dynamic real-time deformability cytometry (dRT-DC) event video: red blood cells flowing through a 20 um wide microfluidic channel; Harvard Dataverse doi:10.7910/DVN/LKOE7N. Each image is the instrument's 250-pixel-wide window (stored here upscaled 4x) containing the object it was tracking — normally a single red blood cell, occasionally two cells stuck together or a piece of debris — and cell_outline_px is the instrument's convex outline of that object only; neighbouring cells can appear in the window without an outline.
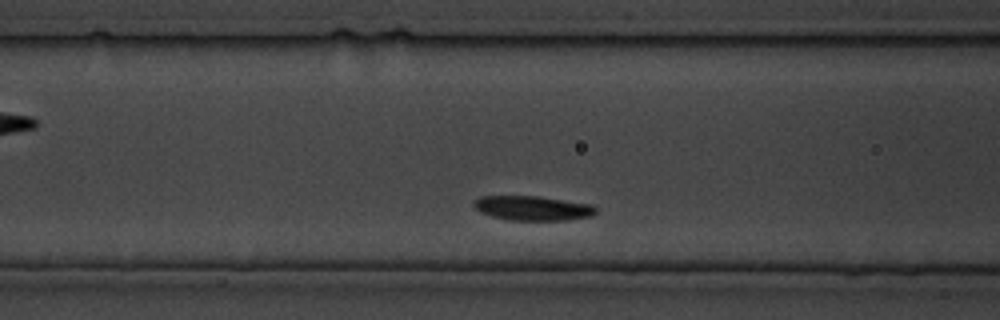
{"species": "common noctule bat (a hibernating species)", "species_latin": "Nyctalus noctula", "temperature_condition": "cold", "stored_images_in_passage": 76, "camera_frame_rate_fps": 3000, "um_per_image_px": 0.085, "animal": {"sex": "male", "body_mass_g": 19.5, "forearm_length_mm": 54.6}, "frame": {"image": 1, "passage_image": 16, "time_ms": 5.0, "image_size_px": [1000, 320], "cell_outline_px": [[596, 212], [592, 216], [564, 220], [508, 220], [492, 216], [480, 212], [472, 204], [480, 196], [540, 196], [592, 204], [596, 208]], "centroid_in_image_um": [45.29, 17.69], "position_along_channel_um": 121.3, "area_um2": 17.46}}
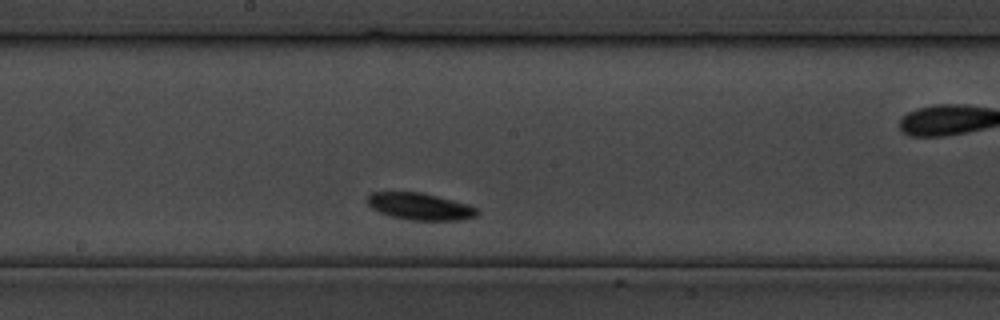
{"frame": {"image": 2, "passage_image": 35, "time_ms": 11.333, "image_size_px": [1000, 320], "cell_outline_px": [[480, 212], [476, 216], [460, 220], [408, 220], [392, 216], [380, 212], [372, 208], [364, 200], [372, 192], [424, 192], [468, 204], [476, 208]], "centroid_in_image_um": [35.69, 17.54], "position_along_channel_um": 212.5, "area_um2": 17.34}}
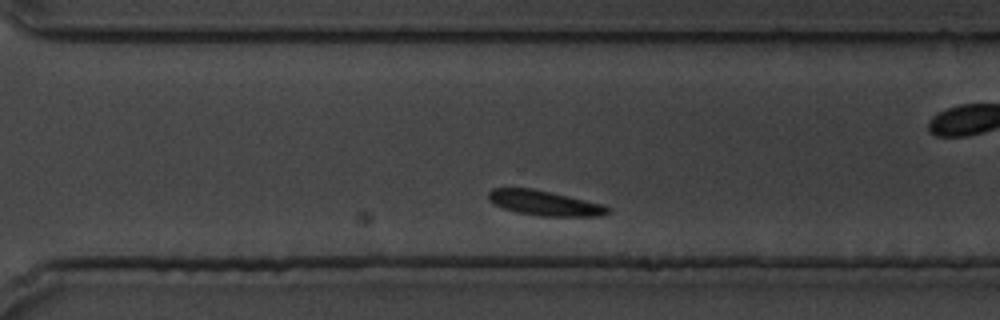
{"frame": {"image": 3, "passage_image": 58, "time_ms": 19.0, "image_size_px": [1000, 320], "cell_outline_px": [[612, 212], [600, 216], [540, 216], [516, 212], [492, 204], [488, 200], [488, 192], [492, 188], [532, 188], [552, 192], [604, 204], [612, 208]], "centroid_in_image_um": [46.31, 17.26], "position_along_channel_um": 324.3, "area_um2": 17.63}}